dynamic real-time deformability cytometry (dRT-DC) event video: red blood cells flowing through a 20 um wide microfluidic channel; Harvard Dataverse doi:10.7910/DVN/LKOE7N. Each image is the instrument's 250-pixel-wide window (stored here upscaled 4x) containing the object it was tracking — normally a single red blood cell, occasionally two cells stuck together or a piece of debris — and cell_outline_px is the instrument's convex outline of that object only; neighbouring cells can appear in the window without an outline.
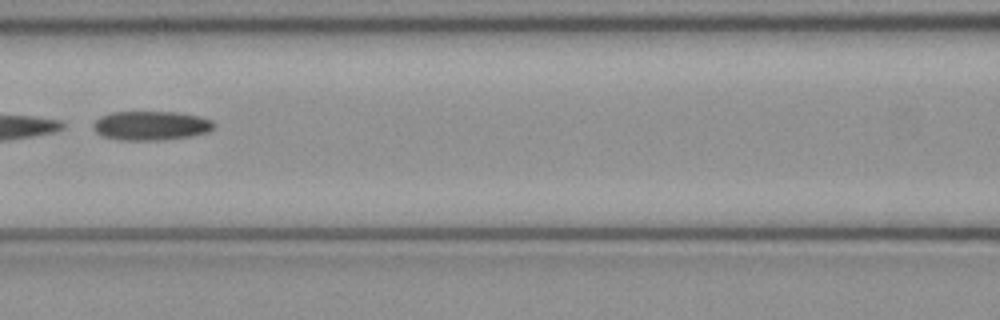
{"species": "common noctule bat (a hibernating species)", "species_latin": "Nyctalus noctula", "temperature_condition": "cold", "stored_images_in_passage": 6, "camera_frame_rate_fps": 3000, "um_per_image_px": 0.085, "animal": {"sex": "female", "body_mass_g": 21.9}, "frame": {"image": 1, "passage_image": 6, "time_ms": 1.667, "image_size_px": [1000, 320], "cell_outline_px": [[212, 128], [208, 132], [192, 136], [164, 140], [120, 140], [104, 136], [96, 132], [92, 128], [92, 124], [100, 116], [112, 112], [176, 112], [196, 116], [212, 120]], "centroid_in_image_um": [12.79, 10.68], "position_along_channel_um": 153.8, "area_um2": 20.4}}